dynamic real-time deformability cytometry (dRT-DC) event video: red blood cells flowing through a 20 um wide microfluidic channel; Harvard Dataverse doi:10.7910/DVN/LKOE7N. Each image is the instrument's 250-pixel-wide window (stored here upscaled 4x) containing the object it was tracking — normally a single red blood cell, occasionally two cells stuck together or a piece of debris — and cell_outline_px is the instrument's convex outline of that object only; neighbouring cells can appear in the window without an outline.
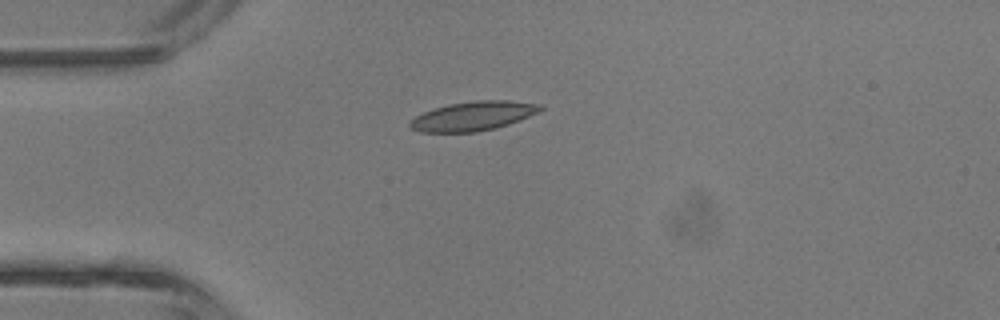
{"species": "common noctule bat (a hibernating species)", "species_latin": "Nyctalus noctula", "temperature_condition": "room temperature", "stored_images_in_passage": 4, "camera_frame_rate_fps": 3000, "um_per_image_px": 0.085, "animal": {"sex": "male", "body_mass_g": 13.3}, "frame": {"image": 1, "passage_image": 3, "time_ms": 2.333, "image_size_px": [1000, 320], "cell_outline_px": [[544, 108], [520, 120], [496, 128], [476, 132], [420, 132], [412, 128], [408, 124], [408, 120], [424, 112], [448, 104], [476, 100], [508, 100], [540, 104]], "centroid_in_image_um": [40.19, 9.86], "position_along_channel_um": 44.8, "area_um2": 22.08}}